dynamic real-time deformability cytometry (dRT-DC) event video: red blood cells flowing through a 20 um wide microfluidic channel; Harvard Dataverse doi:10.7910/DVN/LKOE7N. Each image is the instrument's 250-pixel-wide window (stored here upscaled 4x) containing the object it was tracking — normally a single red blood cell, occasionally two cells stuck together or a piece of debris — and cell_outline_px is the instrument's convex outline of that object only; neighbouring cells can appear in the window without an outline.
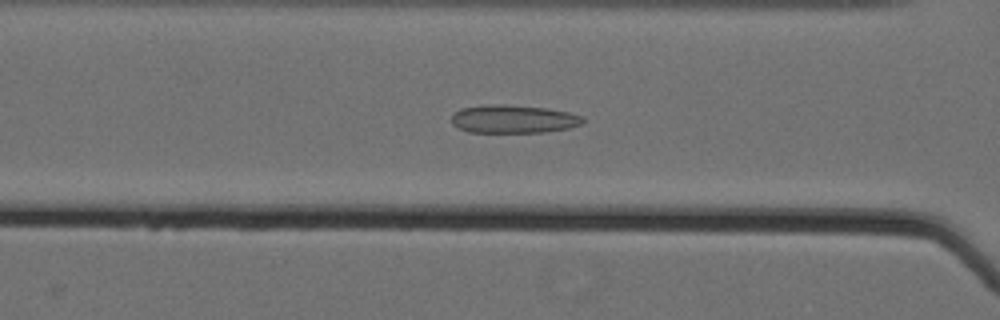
{"species": "Egyptian fruit bat (a non-hibernating species)", "species_latin": "Rousettus aegyptiacus", "temperature_condition": "cold", "stored_images_in_passage": 52, "camera_frame_rate_fps": 3000, "um_per_image_px": 0.085, "animal": {"sex": "female"}, "frame": {"image": 1, "passage_image": 21, "time_ms": 6.667, "image_size_px": [1000, 320], "cell_outline_px": [[584, 124], [568, 128], [544, 132], [468, 132], [452, 124], [452, 116], [460, 108], [488, 104], [504, 104], [548, 108], [568, 112], [584, 116]], "centroid_in_image_um": [43.67, 10.11], "position_along_channel_um": 122.9, "area_um2": 21.68}}
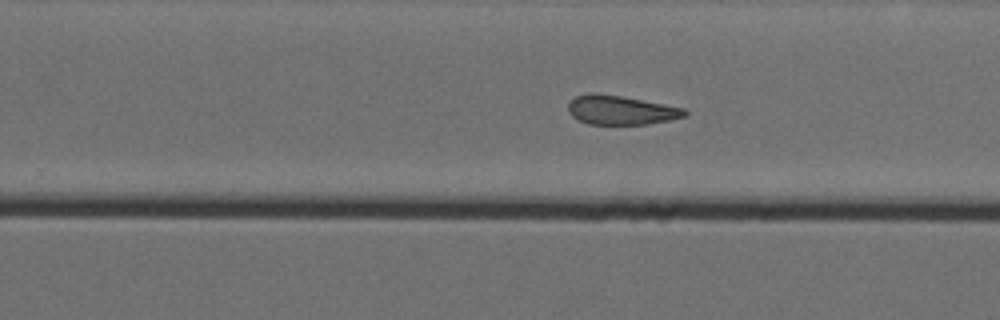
{"frame": {"image": 2, "passage_image": 34, "time_ms": 11.0, "image_size_px": [1000, 320], "cell_outline_px": [[688, 112], [684, 116], [672, 120], [648, 124], [588, 124], [572, 116], [568, 112], [568, 104], [576, 96], [588, 92], [592, 92], [620, 96], [684, 108]], "centroid_in_image_um": [52.75, 9.36], "position_along_channel_um": 277.0, "area_um2": 19.65}}
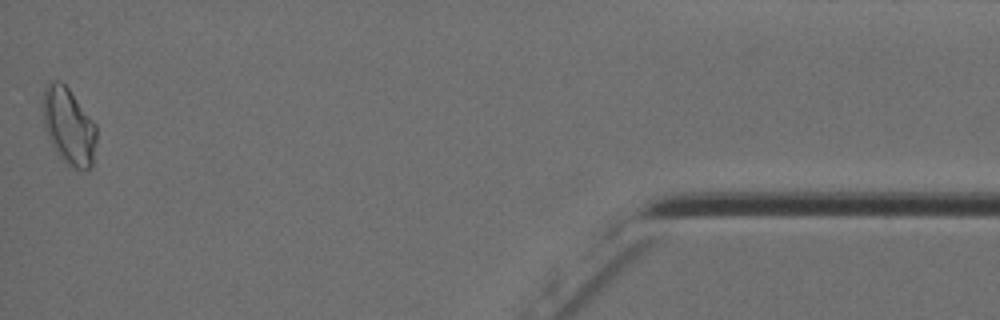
{"frame": {"image": 3, "passage_image": 52, "time_ms": 17.0, "image_size_px": [1000, 320], "cell_outline_px": [[96, 144], [92, 168], [88, 172], [84, 172], [68, 164], [56, 152], [48, 136], [44, 124], [44, 88], [48, 80], [60, 80], [68, 88], [96, 124]], "centroid_in_image_um": [5.88, 10.75], "position_along_channel_um": 429.3, "area_um2": 23.93}, "authors_computed_cell_mechanics": {"area_um2": 21.5594, "velocity_mm_per_s": 3.5639, "shape_relaxation_time_tau1_ms": null, "shape_relaxation_time_tau2_ms": 2.7814, "deformation_change_tau1": null, "deformation_change_tau2": 0.1062}}